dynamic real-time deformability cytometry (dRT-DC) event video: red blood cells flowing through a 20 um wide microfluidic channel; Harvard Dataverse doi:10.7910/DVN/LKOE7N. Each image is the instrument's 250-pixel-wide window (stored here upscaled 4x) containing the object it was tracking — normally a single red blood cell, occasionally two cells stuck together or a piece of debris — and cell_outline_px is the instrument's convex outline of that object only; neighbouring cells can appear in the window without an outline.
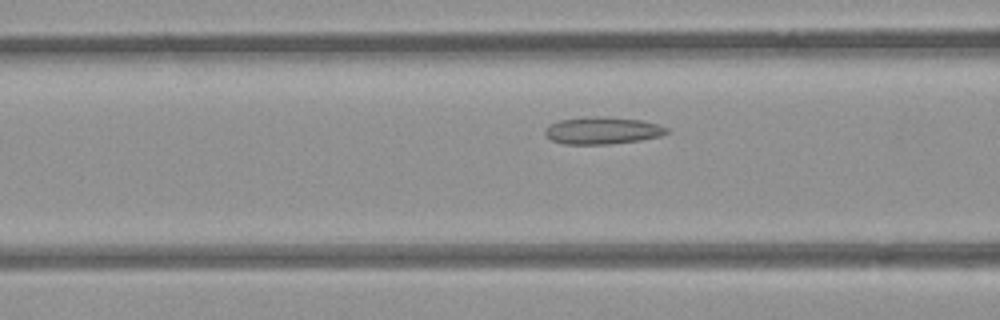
{"species": "common noctule bat (a hibernating species)", "species_latin": "Nyctalus noctula", "temperature_condition": "room temperature", "stored_images_in_passage": 25, "camera_frame_rate_fps": 3000, "um_per_image_px": 0.085, "animal": {"sex": "female", "body_mass_g": 21.9}, "frame": {"image": 1, "passage_image": 4, "time_ms": 1.0, "image_size_px": [1000, 320], "cell_outline_px": [[668, 132], [660, 136], [640, 140], [608, 144], [564, 144], [552, 140], [544, 132], [548, 124], [560, 120], [584, 116], [608, 116], [644, 120], [660, 124], [668, 128]], "centroid_in_image_um": [51.22, 11.07], "position_along_channel_um": 115.4, "area_um2": 19.54}}
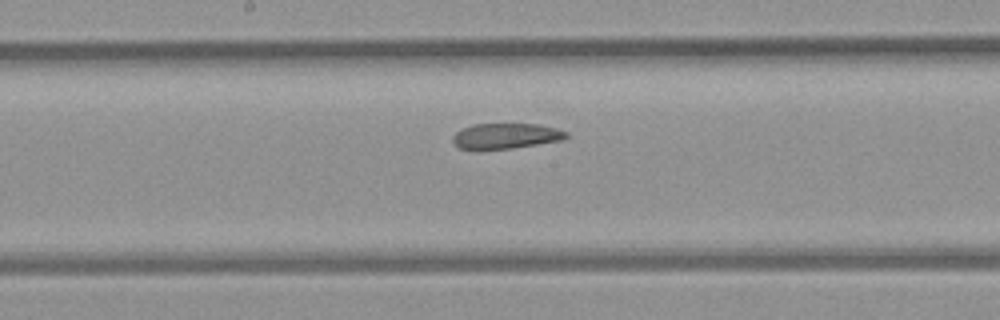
{"frame": {"image": 2, "passage_image": 11, "time_ms": 3.333, "image_size_px": [1000, 320], "cell_outline_px": [[568, 136], [564, 140], [512, 148], [476, 152], [460, 148], [452, 140], [452, 136], [460, 128], [472, 124], [536, 124], [556, 128], [568, 132]], "centroid_in_image_um": [42.94, 11.58], "position_along_channel_um": 205.3, "area_um2": 17.4}}
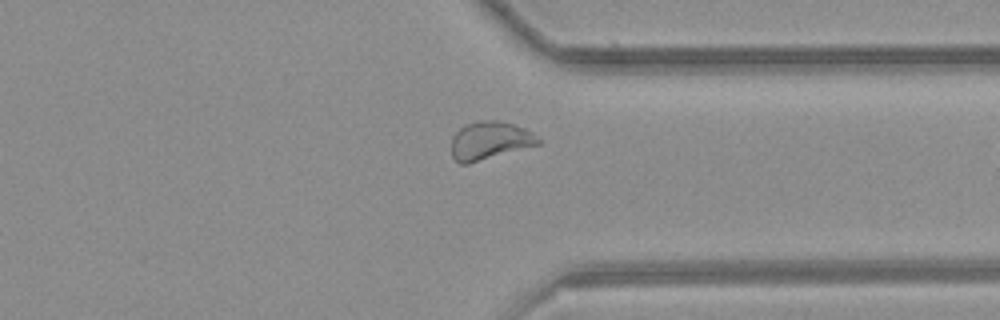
{"frame": {"image": 3, "passage_image": 24, "time_ms": 7.667, "image_size_px": [1000, 320], "cell_outline_px": [[544, 140], [540, 144], [468, 164], [460, 164], [452, 156], [452, 136], [464, 124], [480, 120], [496, 120], [512, 124], [524, 128], [532, 132]], "centroid_in_image_um": [41.65, 11.94], "position_along_channel_um": 369.8, "area_um2": 19.36}}